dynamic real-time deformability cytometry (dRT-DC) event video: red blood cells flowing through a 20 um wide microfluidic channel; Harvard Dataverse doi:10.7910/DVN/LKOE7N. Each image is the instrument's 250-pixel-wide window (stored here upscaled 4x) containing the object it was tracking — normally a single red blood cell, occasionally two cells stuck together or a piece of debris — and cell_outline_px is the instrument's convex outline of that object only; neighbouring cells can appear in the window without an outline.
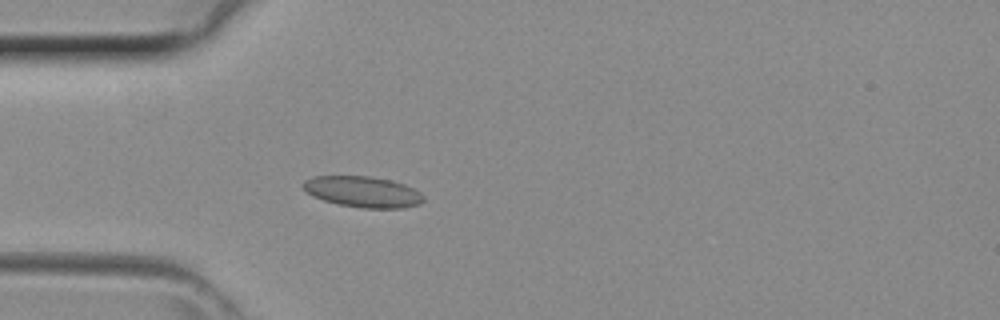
{"species": "common noctule bat (a hibernating species)", "species_latin": "Nyctalus noctula", "temperature_condition": "room temperature", "stored_images_in_passage": 38, "camera_frame_rate_fps": 3000, "um_per_image_px": 0.085, "animal": {"sex": "female", "body_mass_g": 29.2, "forearm_length_mm": 56.3}, "frame": {"image": 1, "passage_image": 8, "time_ms": 2.333, "image_size_px": [1000, 320], "cell_outline_px": [[424, 200], [420, 204], [404, 208], [364, 208], [340, 204], [324, 200], [312, 196], [304, 192], [300, 188], [300, 184], [304, 180], [312, 176], [368, 176], [392, 180], [404, 184], [420, 192], [424, 196]], "centroid_in_image_um": [30.79, 16.29], "position_along_channel_um": 54.2, "area_um2": 21.96}}
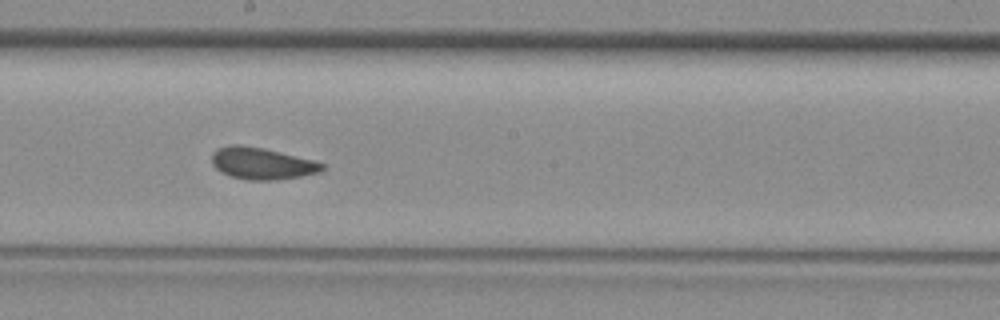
{"frame": {"image": 2, "passage_image": 19, "time_ms": 6.0, "image_size_px": [1000, 320], "cell_outline_px": [[324, 168], [320, 172], [300, 176], [272, 180], [248, 180], [232, 176], [220, 172], [212, 164], [212, 152], [216, 148], [232, 144], [240, 144], [264, 148], [316, 160], [324, 164]], "centroid_in_image_um": [22.25, 13.87], "position_along_channel_um": 226.0, "area_um2": 20.58}}
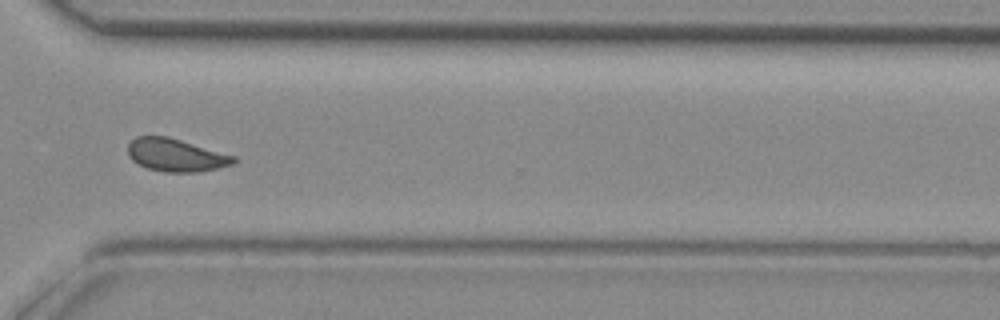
{"frame": {"image": 3, "passage_image": 27, "time_ms": 8.667, "image_size_px": [1000, 320], "cell_outline_px": [[236, 160], [232, 164], [200, 172], [164, 172], [148, 168], [136, 164], [128, 156], [128, 144], [136, 136], [168, 136], [236, 156]], "centroid_in_image_um": [14.92, 13.18], "position_along_channel_um": 355.7, "area_um2": 20.29}}